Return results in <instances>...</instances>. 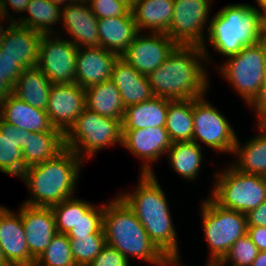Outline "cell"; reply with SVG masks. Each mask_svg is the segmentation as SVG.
<instances>
[{
  "label": "cell",
  "instance_id": "6da1fadb",
  "mask_svg": "<svg viewBox=\"0 0 266 266\" xmlns=\"http://www.w3.org/2000/svg\"><path fill=\"white\" fill-rule=\"evenodd\" d=\"M205 62L201 46L177 45L168 58L147 76L154 96L182 100L206 95L210 78Z\"/></svg>",
  "mask_w": 266,
  "mask_h": 266
},
{
  "label": "cell",
  "instance_id": "7a4b0ae2",
  "mask_svg": "<svg viewBox=\"0 0 266 266\" xmlns=\"http://www.w3.org/2000/svg\"><path fill=\"white\" fill-rule=\"evenodd\" d=\"M134 191L118 194L142 223L150 240L175 265H180L177 233L165 192L155 174H140Z\"/></svg>",
  "mask_w": 266,
  "mask_h": 266
},
{
  "label": "cell",
  "instance_id": "3957f363",
  "mask_svg": "<svg viewBox=\"0 0 266 266\" xmlns=\"http://www.w3.org/2000/svg\"><path fill=\"white\" fill-rule=\"evenodd\" d=\"M103 229L106 244L129 261V255L155 266H175L150 240L140 220L117 195L104 205Z\"/></svg>",
  "mask_w": 266,
  "mask_h": 266
},
{
  "label": "cell",
  "instance_id": "277c9868",
  "mask_svg": "<svg viewBox=\"0 0 266 266\" xmlns=\"http://www.w3.org/2000/svg\"><path fill=\"white\" fill-rule=\"evenodd\" d=\"M83 162L65 148L55 158L25 169L20 179L27 184L31 198L23 204L51 208L73 197Z\"/></svg>",
  "mask_w": 266,
  "mask_h": 266
},
{
  "label": "cell",
  "instance_id": "5b68a950",
  "mask_svg": "<svg viewBox=\"0 0 266 266\" xmlns=\"http://www.w3.org/2000/svg\"><path fill=\"white\" fill-rule=\"evenodd\" d=\"M211 19L206 39L224 57L238 54L245 46L264 39V13L256 6L231 3Z\"/></svg>",
  "mask_w": 266,
  "mask_h": 266
},
{
  "label": "cell",
  "instance_id": "8992f818",
  "mask_svg": "<svg viewBox=\"0 0 266 266\" xmlns=\"http://www.w3.org/2000/svg\"><path fill=\"white\" fill-rule=\"evenodd\" d=\"M122 121L85 108L65 135V148L86 161L108 146L122 145Z\"/></svg>",
  "mask_w": 266,
  "mask_h": 266
},
{
  "label": "cell",
  "instance_id": "52a82bcc",
  "mask_svg": "<svg viewBox=\"0 0 266 266\" xmlns=\"http://www.w3.org/2000/svg\"><path fill=\"white\" fill-rule=\"evenodd\" d=\"M201 204L202 229L210 249L206 266H216L235 241L247 234L246 214L223 208L210 196Z\"/></svg>",
  "mask_w": 266,
  "mask_h": 266
},
{
  "label": "cell",
  "instance_id": "ba28073f",
  "mask_svg": "<svg viewBox=\"0 0 266 266\" xmlns=\"http://www.w3.org/2000/svg\"><path fill=\"white\" fill-rule=\"evenodd\" d=\"M220 172L214 174L210 197L221 207L247 214L266 200V177L243 173L231 164Z\"/></svg>",
  "mask_w": 266,
  "mask_h": 266
},
{
  "label": "cell",
  "instance_id": "9c48e42d",
  "mask_svg": "<svg viewBox=\"0 0 266 266\" xmlns=\"http://www.w3.org/2000/svg\"><path fill=\"white\" fill-rule=\"evenodd\" d=\"M227 59L219 65V72L249 106L266 78V39L245 46L238 54Z\"/></svg>",
  "mask_w": 266,
  "mask_h": 266
},
{
  "label": "cell",
  "instance_id": "30bf717a",
  "mask_svg": "<svg viewBox=\"0 0 266 266\" xmlns=\"http://www.w3.org/2000/svg\"><path fill=\"white\" fill-rule=\"evenodd\" d=\"M212 0H174V12L167 35L177 45H198L204 51L206 61L210 62V54L206 45L205 27ZM209 20V21H208Z\"/></svg>",
  "mask_w": 266,
  "mask_h": 266
},
{
  "label": "cell",
  "instance_id": "8fae6325",
  "mask_svg": "<svg viewBox=\"0 0 266 266\" xmlns=\"http://www.w3.org/2000/svg\"><path fill=\"white\" fill-rule=\"evenodd\" d=\"M204 95L193 99V141L217 152L233 153L237 134L229 121Z\"/></svg>",
  "mask_w": 266,
  "mask_h": 266
},
{
  "label": "cell",
  "instance_id": "7c38bea8",
  "mask_svg": "<svg viewBox=\"0 0 266 266\" xmlns=\"http://www.w3.org/2000/svg\"><path fill=\"white\" fill-rule=\"evenodd\" d=\"M77 51L70 39L42 35L37 67L52 84L75 83Z\"/></svg>",
  "mask_w": 266,
  "mask_h": 266
},
{
  "label": "cell",
  "instance_id": "4fadbf2b",
  "mask_svg": "<svg viewBox=\"0 0 266 266\" xmlns=\"http://www.w3.org/2000/svg\"><path fill=\"white\" fill-rule=\"evenodd\" d=\"M48 100L49 120L65 136L86 108V90L77 83L52 84Z\"/></svg>",
  "mask_w": 266,
  "mask_h": 266
},
{
  "label": "cell",
  "instance_id": "5bb4252c",
  "mask_svg": "<svg viewBox=\"0 0 266 266\" xmlns=\"http://www.w3.org/2000/svg\"><path fill=\"white\" fill-rule=\"evenodd\" d=\"M165 127L122 130V147L144 162L140 174H154L152 163L166 156L172 145Z\"/></svg>",
  "mask_w": 266,
  "mask_h": 266
},
{
  "label": "cell",
  "instance_id": "9a60e30c",
  "mask_svg": "<svg viewBox=\"0 0 266 266\" xmlns=\"http://www.w3.org/2000/svg\"><path fill=\"white\" fill-rule=\"evenodd\" d=\"M141 34V35H140ZM177 44L166 33H138L121 56L138 72L148 76L159 67Z\"/></svg>",
  "mask_w": 266,
  "mask_h": 266
},
{
  "label": "cell",
  "instance_id": "2e32d148",
  "mask_svg": "<svg viewBox=\"0 0 266 266\" xmlns=\"http://www.w3.org/2000/svg\"><path fill=\"white\" fill-rule=\"evenodd\" d=\"M63 22V23H62ZM61 23L70 41L78 48L99 46L98 20L87 1H77L61 8Z\"/></svg>",
  "mask_w": 266,
  "mask_h": 266
},
{
  "label": "cell",
  "instance_id": "e0dca14e",
  "mask_svg": "<svg viewBox=\"0 0 266 266\" xmlns=\"http://www.w3.org/2000/svg\"><path fill=\"white\" fill-rule=\"evenodd\" d=\"M30 255L36 260L58 233L50 207L22 204L19 208Z\"/></svg>",
  "mask_w": 266,
  "mask_h": 266
},
{
  "label": "cell",
  "instance_id": "ac0fdd59",
  "mask_svg": "<svg viewBox=\"0 0 266 266\" xmlns=\"http://www.w3.org/2000/svg\"><path fill=\"white\" fill-rule=\"evenodd\" d=\"M21 214L0 205V245L8 263L34 265L30 255Z\"/></svg>",
  "mask_w": 266,
  "mask_h": 266
},
{
  "label": "cell",
  "instance_id": "d6986e66",
  "mask_svg": "<svg viewBox=\"0 0 266 266\" xmlns=\"http://www.w3.org/2000/svg\"><path fill=\"white\" fill-rule=\"evenodd\" d=\"M118 55L103 47H79L76 57L75 83L83 88L111 79Z\"/></svg>",
  "mask_w": 266,
  "mask_h": 266
},
{
  "label": "cell",
  "instance_id": "ffe728a7",
  "mask_svg": "<svg viewBox=\"0 0 266 266\" xmlns=\"http://www.w3.org/2000/svg\"><path fill=\"white\" fill-rule=\"evenodd\" d=\"M111 80L119 89L125 108L155 97L148 77L138 72L122 57H118L114 63Z\"/></svg>",
  "mask_w": 266,
  "mask_h": 266
},
{
  "label": "cell",
  "instance_id": "44dd1931",
  "mask_svg": "<svg viewBox=\"0 0 266 266\" xmlns=\"http://www.w3.org/2000/svg\"><path fill=\"white\" fill-rule=\"evenodd\" d=\"M0 118L30 132H60L53 128L46 110L32 107L13 94L0 103Z\"/></svg>",
  "mask_w": 266,
  "mask_h": 266
},
{
  "label": "cell",
  "instance_id": "7402d4cb",
  "mask_svg": "<svg viewBox=\"0 0 266 266\" xmlns=\"http://www.w3.org/2000/svg\"><path fill=\"white\" fill-rule=\"evenodd\" d=\"M97 20L99 46L121 57L139 33L132 11L124 16Z\"/></svg>",
  "mask_w": 266,
  "mask_h": 266
},
{
  "label": "cell",
  "instance_id": "603a6c76",
  "mask_svg": "<svg viewBox=\"0 0 266 266\" xmlns=\"http://www.w3.org/2000/svg\"><path fill=\"white\" fill-rule=\"evenodd\" d=\"M41 37L42 34L14 22L8 28L0 49L24 69L36 67Z\"/></svg>",
  "mask_w": 266,
  "mask_h": 266
},
{
  "label": "cell",
  "instance_id": "cb8c5ba5",
  "mask_svg": "<svg viewBox=\"0 0 266 266\" xmlns=\"http://www.w3.org/2000/svg\"><path fill=\"white\" fill-rule=\"evenodd\" d=\"M30 131L19 129L0 118V171L20 178L24 172L25 135Z\"/></svg>",
  "mask_w": 266,
  "mask_h": 266
},
{
  "label": "cell",
  "instance_id": "d4e9b609",
  "mask_svg": "<svg viewBox=\"0 0 266 266\" xmlns=\"http://www.w3.org/2000/svg\"><path fill=\"white\" fill-rule=\"evenodd\" d=\"M139 32L167 33L173 12L174 0H140L132 9Z\"/></svg>",
  "mask_w": 266,
  "mask_h": 266
},
{
  "label": "cell",
  "instance_id": "484cf974",
  "mask_svg": "<svg viewBox=\"0 0 266 266\" xmlns=\"http://www.w3.org/2000/svg\"><path fill=\"white\" fill-rule=\"evenodd\" d=\"M171 100L154 97L125 108L122 130H135L152 127H165L168 105Z\"/></svg>",
  "mask_w": 266,
  "mask_h": 266
},
{
  "label": "cell",
  "instance_id": "4316f807",
  "mask_svg": "<svg viewBox=\"0 0 266 266\" xmlns=\"http://www.w3.org/2000/svg\"><path fill=\"white\" fill-rule=\"evenodd\" d=\"M256 126L260 134L246 141V144L236 138L233 154L237 159L231 165L243 173L266 177V130L261 125Z\"/></svg>",
  "mask_w": 266,
  "mask_h": 266
},
{
  "label": "cell",
  "instance_id": "83f0119b",
  "mask_svg": "<svg viewBox=\"0 0 266 266\" xmlns=\"http://www.w3.org/2000/svg\"><path fill=\"white\" fill-rule=\"evenodd\" d=\"M65 149L61 132H30L25 135L24 170L55 158Z\"/></svg>",
  "mask_w": 266,
  "mask_h": 266
},
{
  "label": "cell",
  "instance_id": "f1b7e54d",
  "mask_svg": "<svg viewBox=\"0 0 266 266\" xmlns=\"http://www.w3.org/2000/svg\"><path fill=\"white\" fill-rule=\"evenodd\" d=\"M52 83L36 66L24 69L16 80L13 95L32 107L46 110Z\"/></svg>",
  "mask_w": 266,
  "mask_h": 266
},
{
  "label": "cell",
  "instance_id": "f546056e",
  "mask_svg": "<svg viewBox=\"0 0 266 266\" xmlns=\"http://www.w3.org/2000/svg\"><path fill=\"white\" fill-rule=\"evenodd\" d=\"M86 90V108L116 120H123L125 107L119 89L109 79L92 85Z\"/></svg>",
  "mask_w": 266,
  "mask_h": 266
},
{
  "label": "cell",
  "instance_id": "4dcf8cb0",
  "mask_svg": "<svg viewBox=\"0 0 266 266\" xmlns=\"http://www.w3.org/2000/svg\"><path fill=\"white\" fill-rule=\"evenodd\" d=\"M24 16L15 20V23L27 27L42 35L57 34L54 25L61 21V8L49 0H30ZM54 28H53V27Z\"/></svg>",
  "mask_w": 266,
  "mask_h": 266
},
{
  "label": "cell",
  "instance_id": "1f68e13d",
  "mask_svg": "<svg viewBox=\"0 0 266 266\" xmlns=\"http://www.w3.org/2000/svg\"><path fill=\"white\" fill-rule=\"evenodd\" d=\"M201 145L194 141L174 142L167 150V157L173 170L183 179H197L203 160Z\"/></svg>",
  "mask_w": 266,
  "mask_h": 266
},
{
  "label": "cell",
  "instance_id": "d6a6232c",
  "mask_svg": "<svg viewBox=\"0 0 266 266\" xmlns=\"http://www.w3.org/2000/svg\"><path fill=\"white\" fill-rule=\"evenodd\" d=\"M165 128L173 143L193 141V99L169 102Z\"/></svg>",
  "mask_w": 266,
  "mask_h": 266
},
{
  "label": "cell",
  "instance_id": "836d02e7",
  "mask_svg": "<svg viewBox=\"0 0 266 266\" xmlns=\"http://www.w3.org/2000/svg\"><path fill=\"white\" fill-rule=\"evenodd\" d=\"M92 206L93 203L78 199L74 195L51 207L58 233L66 234Z\"/></svg>",
  "mask_w": 266,
  "mask_h": 266
},
{
  "label": "cell",
  "instance_id": "e575fe53",
  "mask_svg": "<svg viewBox=\"0 0 266 266\" xmlns=\"http://www.w3.org/2000/svg\"><path fill=\"white\" fill-rule=\"evenodd\" d=\"M68 238L73 260L79 266H88L106 245L104 232Z\"/></svg>",
  "mask_w": 266,
  "mask_h": 266
},
{
  "label": "cell",
  "instance_id": "d590c367",
  "mask_svg": "<svg viewBox=\"0 0 266 266\" xmlns=\"http://www.w3.org/2000/svg\"><path fill=\"white\" fill-rule=\"evenodd\" d=\"M34 264L36 266H76L67 235L57 233Z\"/></svg>",
  "mask_w": 266,
  "mask_h": 266
},
{
  "label": "cell",
  "instance_id": "8d00e7d4",
  "mask_svg": "<svg viewBox=\"0 0 266 266\" xmlns=\"http://www.w3.org/2000/svg\"><path fill=\"white\" fill-rule=\"evenodd\" d=\"M259 253V249L252 242L250 236L245 234L237 239L226 255L216 266H251L252 262ZM230 263V264H229Z\"/></svg>",
  "mask_w": 266,
  "mask_h": 266
},
{
  "label": "cell",
  "instance_id": "74e56055",
  "mask_svg": "<svg viewBox=\"0 0 266 266\" xmlns=\"http://www.w3.org/2000/svg\"><path fill=\"white\" fill-rule=\"evenodd\" d=\"M103 212L104 205L101 207L93 205L85 214L81 215L76 225L66 233L67 237H84L88 234L104 232Z\"/></svg>",
  "mask_w": 266,
  "mask_h": 266
},
{
  "label": "cell",
  "instance_id": "f35d334b",
  "mask_svg": "<svg viewBox=\"0 0 266 266\" xmlns=\"http://www.w3.org/2000/svg\"><path fill=\"white\" fill-rule=\"evenodd\" d=\"M87 3L97 19L124 16L131 10L121 0H88Z\"/></svg>",
  "mask_w": 266,
  "mask_h": 266
},
{
  "label": "cell",
  "instance_id": "ab89813d",
  "mask_svg": "<svg viewBox=\"0 0 266 266\" xmlns=\"http://www.w3.org/2000/svg\"><path fill=\"white\" fill-rule=\"evenodd\" d=\"M129 262L116 248L106 244L88 266H130Z\"/></svg>",
  "mask_w": 266,
  "mask_h": 266
},
{
  "label": "cell",
  "instance_id": "60d3db41",
  "mask_svg": "<svg viewBox=\"0 0 266 266\" xmlns=\"http://www.w3.org/2000/svg\"><path fill=\"white\" fill-rule=\"evenodd\" d=\"M24 68L15 62V59L0 49V78L1 81H8L13 87Z\"/></svg>",
  "mask_w": 266,
  "mask_h": 266
},
{
  "label": "cell",
  "instance_id": "b9f144b4",
  "mask_svg": "<svg viewBox=\"0 0 266 266\" xmlns=\"http://www.w3.org/2000/svg\"><path fill=\"white\" fill-rule=\"evenodd\" d=\"M252 107L255 112L257 118V125H260L266 119V78L264 80V84L259 91L257 97L253 100V102L249 105Z\"/></svg>",
  "mask_w": 266,
  "mask_h": 266
},
{
  "label": "cell",
  "instance_id": "7bdbcfd3",
  "mask_svg": "<svg viewBox=\"0 0 266 266\" xmlns=\"http://www.w3.org/2000/svg\"><path fill=\"white\" fill-rule=\"evenodd\" d=\"M29 1L30 0H1L2 10H3L5 18H7L5 20H10L12 22H15L14 19H16V18H13L14 15L17 14V16H19L21 13H24ZM8 6H10L12 11L14 12V15L9 14V11H8L9 7Z\"/></svg>",
  "mask_w": 266,
  "mask_h": 266
},
{
  "label": "cell",
  "instance_id": "ee69618b",
  "mask_svg": "<svg viewBox=\"0 0 266 266\" xmlns=\"http://www.w3.org/2000/svg\"><path fill=\"white\" fill-rule=\"evenodd\" d=\"M247 226H265L266 227V200L256 209L246 214Z\"/></svg>",
  "mask_w": 266,
  "mask_h": 266
},
{
  "label": "cell",
  "instance_id": "f6af8a7d",
  "mask_svg": "<svg viewBox=\"0 0 266 266\" xmlns=\"http://www.w3.org/2000/svg\"><path fill=\"white\" fill-rule=\"evenodd\" d=\"M247 234L259 251H266V227L265 226H247Z\"/></svg>",
  "mask_w": 266,
  "mask_h": 266
},
{
  "label": "cell",
  "instance_id": "bcb514c9",
  "mask_svg": "<svg viewBox=\"0 0 266 266\" xmlns=\"http://www.w3.org/2000/svg\"><path fill=\"white\" fill-rule=\"evenodd\" d=\"M13 86L8 81H1L0 78V103L11 94H13Z\"/></svg>",
  "mask_w": 266,
  "mask_h": 266
},
{
  "label": "cell",
  "instance_id": "7dc6e473",
  "mask_svg": "<svg viewBox=\"0 0 266 266\" xmlns=\"http://www.w3.org/2000/svg\"><path fill=\"white\" fill-rule=\"evenodd\" d=\"M251 266H266V251H259Z\"/></svg>",
  "mask_w": 266,
  "mask_h": 266
},
{
  "label": "cell",
  "instance_id": "c3c4849f",
  "mask_svg": "<svg viewBox=\"0 0 266 266\" xmlns=\"http://www.w3.org/2000/svg\"><path fill=\"white\" fill-rule=\"evenodd\" d=\"M8 22H10V23H9V25L7 27H3V25L0 24V48H1L2 44H3L4 37H5L6 33H7L8 28L14 23L12 21H8Z\"/></svg>",
  "mask_w": 266,
  "mask_h": 266
},
{
  "label": "cell",
  "instance_id": "681fc988",
  "mask_svg": "<svg viewBox=\"0 0 266 266\" xmlns=\"http://www.w3.org/2000/svg\"><path fill=\"white\" fill-rule=\"evenodd\" d=\"M51 3L56 4L60 8H62V5L64 4L63 7L69 5L70 3L74 2L75 0H49Z\"/></svg>",
  "mask_w": 266,
  "mask_h": 266
},
{
  "label": "cell",
  "instance_id": "f907efd6",
  "mask_svg": "<svg viewBox=\"0 0 266 266\" xmlns=\"http://www.w3.org/2000/svg\"><path fill=\"white\" fill-rule=\"evenodd\" d=\"M129 9H132L140 0H121Z\"/></svg>",
  "mask_w": 266,
  "mask_h": 266
},
{
  "label": "cell",
  "instance_id": "816d5d0a",
  "mask_svg": "<svg viewBox=\"0 0 266 266\" xmlns=\"http://www.w3.org/2000/svg\"><path fill=\"white\" fill-rule=\"evenodd\" d=\"M256 7L260 8V10L264 13L266 11V0H255Z\"/></svg>",
  "mask_w": 266,
  "mask_h": 266
},
{
  "label": "cell",
  "instance_id": "f5cc1de1",
  "mask_svg": "<svg viewBox=\"0 0 266 266\" xmlns=\"http://www.w3.org/2000/svg\"><path fill=\"white\" fill-rule=\"evenodd\" d=\"M7 263H8V262H7V260H6L5 255H4L3 249H2V247H1V245H0V266H3V265H5V264H7Z\"/></svg>",
  "mask_w": 266,
  "mask_h": 266
},
{
  "label": "cell",
  "instance_id": "db71d44e",
  "mask_svg": "<svg viewBox=\"0 0 266 266\" xmlns=\"http://www.w3.org/2000/svg\"><path fill=\"white\" fill-rule=\"evenodd\" d=\"M4 18H5V16H4V13H3V10H2L1 0H0V24L3 23ZM1 22H2V23H1Z\"/></svg>",
  "mask_w": 266,
  "mask_h": 266
},
{
  "label": "cell",
  "instance_id": "11a10c76",
  "mask_svg": "<svg viewBox=\"0 0 266 266\" xmlns=\"http://www.w3.org/2000/svg\"><path fill=\"white\" fill-rule=\"evenodd\" d=\"M264 39H266V11L264 12Z\"/></svg>",
  "mask_w": 266,
  "mask_h": 266
},
{
  "label": "cell",
  "instance_id": "9f6ffc18",
  "mask_svg": "<svg viewBox=\"0 0 266 266\" xmlns=\"http://www.w3.org/2000/svg\"><path fill=\"white\" fill-rule=\"evenodd\" d=\"M3 266H21V265H18V264H15V263H7Z\"/></svg>",
  "mask_w": 266,
  "mask_h": 266
},
{
  "label": "cell",
  "instance_id": "6f0895ef",
  "mask_svg": "<svg viewBox=\"0 0 266 266\" xmlns=\"http://www.w3.org/2000/svg\"><path fill=\"white\" fill-rule=\"evenodd\" d=\"M260 125L266 130V119Z\"/></svg>",
  "mask_w": 266,
  "mask_h": 266
}]
</instances>
